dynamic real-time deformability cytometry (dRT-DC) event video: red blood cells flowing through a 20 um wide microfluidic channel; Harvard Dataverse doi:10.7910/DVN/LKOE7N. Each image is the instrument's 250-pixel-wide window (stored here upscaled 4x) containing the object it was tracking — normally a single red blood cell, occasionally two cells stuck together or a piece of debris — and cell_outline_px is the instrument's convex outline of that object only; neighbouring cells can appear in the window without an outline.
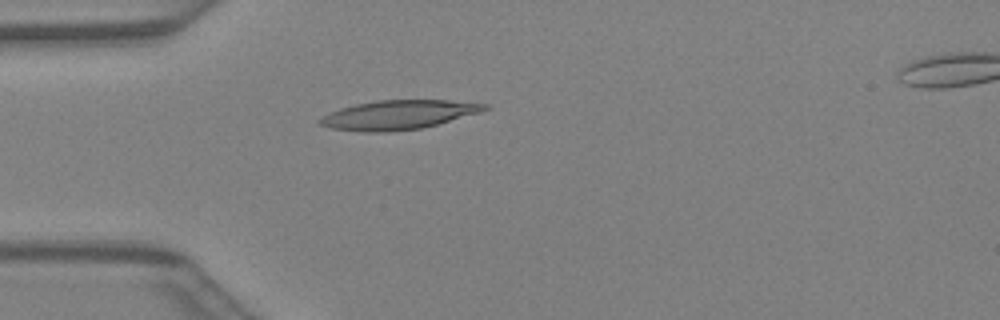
{"species": "Egyptian fruit bat (a non-hibernating species)", "species_latin": "Rousettus aegyptiacus", "temperature_condition": "warm", "stored_images_in_passage": 30, "camera_frame_rate_fps": 3000, "um_per_image_px": 0.085, "animal": {"sex": "female"}, "frame": {"image": 1, "passage_image": 1, "time_ms": 0.0, "image_size_px": [1000, 320], "cell_outline_px": [[492, 108], [480, 112], [424, 128], [384, 132], [364, 132], [332, 128], [320, 124], [316, 120], [340, 108], [356, 104], [376, 100], [448, 100], [488, 104]], "centroid_in_image_um": [33.9, 9.76], "position_along_channel_um": 51.1, "area_um2": 27.92}}
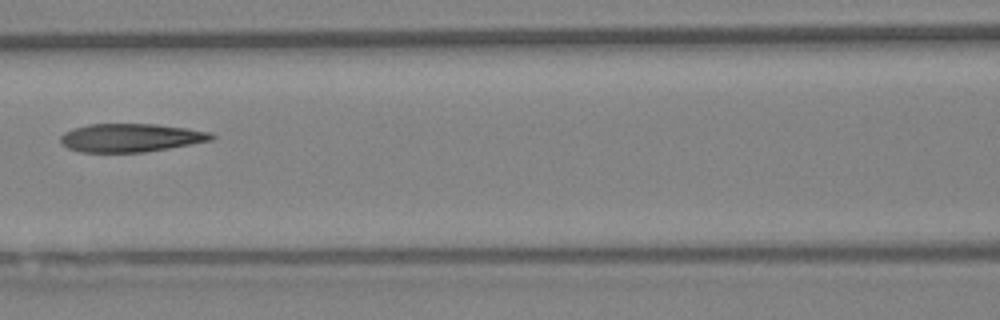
{"frame": {"image": 2, "passage_image": 8, "time_ms": 2.333, "image_size_px": [1000, 320], "cell_outline_px": [[216, 136], [212, 140], [168, 148], [144, 152], [80, 152], [68, 148], [60, 144], [60, 136], [64, 132], [88, 124], [156, 124], [188, 128], [212, 132]], "centroid_in_image_um": [11.11, 11.7], "position_along_channel_um": 155.5, "area_um2": 24.97}}
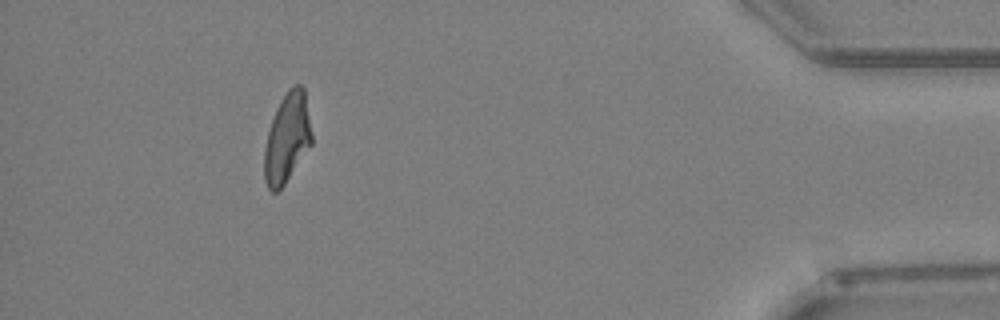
{"frame": {"image": 3, "passage_image": 27, "time_ms": 8.667, "image_size_px": [1000, 320], "cell_outline_px": [[312, 144], [284, 184], [276, 192], [272, 192], [268, 188], [264, 180], [264, 148], [268, 132], [276, 108], [280, 100], [288, 88], [292, 84], [300, 84], [304, 88], [312, 136]], "centroid_in_image_um": [24.4, 11.71], "position_along_channel_um": 410.8, "area_um2": 24.68}}